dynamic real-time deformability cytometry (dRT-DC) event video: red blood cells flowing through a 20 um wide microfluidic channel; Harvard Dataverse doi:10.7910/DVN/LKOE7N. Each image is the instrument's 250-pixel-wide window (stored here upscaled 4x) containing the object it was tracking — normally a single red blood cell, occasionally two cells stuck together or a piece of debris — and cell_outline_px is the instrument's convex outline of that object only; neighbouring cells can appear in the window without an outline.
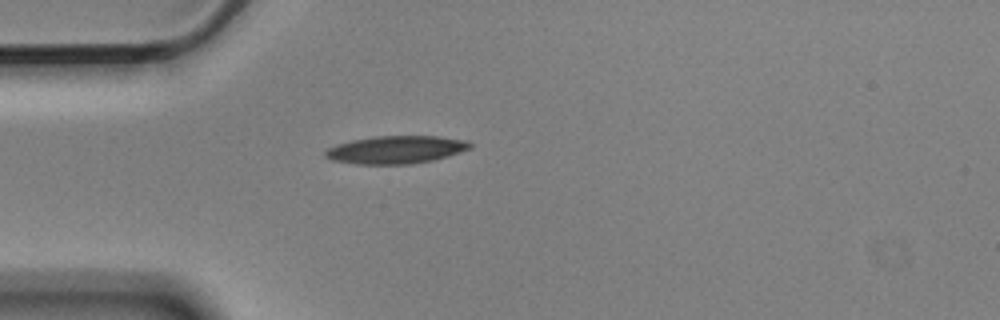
{"species": "Egyptian fruit bat (a non-hibernating species)", "species_latin": "Rousettus aegyptiacus", "temperature_condition": "cold", "stored_images_in_passage": 1, "camera_frame_rate_fps": 3000, "um_per_image_px": 0.085, "animal": {"sex": "male"}, "frame": {"image": 1, "passage_image": 1, "time_ms": 0.0, "image_size_px": [1000, 320], "cell_outline_px": [[472, 148], [448, 156], [432, 160], [408, 164], [356, 164], [332, 160], [324, 156], [324, 152], [328, 148], [336, 144], [352, 140], [376, 136], [436, 136], [468, 140], [472, 144]], "centroid_in_image_um": [33.66, 12.72], "position_along_channel_um": 51.3, "area_um2": 23.47}}